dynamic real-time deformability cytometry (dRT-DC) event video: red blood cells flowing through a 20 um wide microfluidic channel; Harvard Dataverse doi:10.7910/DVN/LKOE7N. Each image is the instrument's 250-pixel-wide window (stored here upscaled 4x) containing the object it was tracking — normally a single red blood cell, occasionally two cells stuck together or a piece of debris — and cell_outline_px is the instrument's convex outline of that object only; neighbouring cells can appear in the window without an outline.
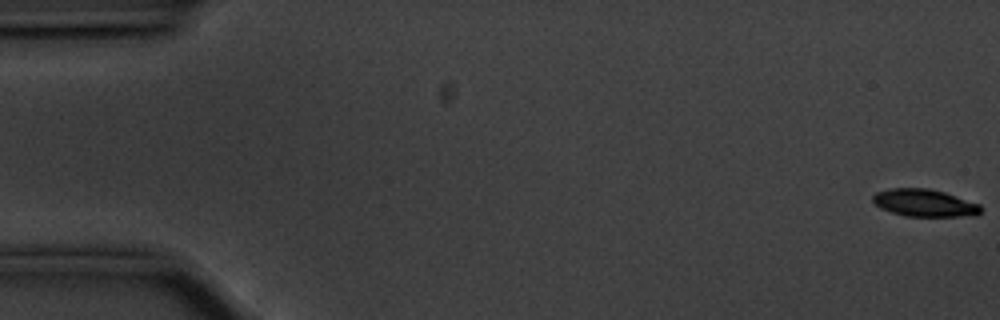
{"species": "common noctule bat (a hibernating species)", "species_latin": "Nyctalus noctula", "temperature_condition": "cold", "stored_images_in_passage": 51, "camera_frame_rate_fps": 3000, "um_per_image_px": 0.085, "animal": {"sex": "male", "body_mass_g": 20.1, "forearm_length_mm": 53.5}, "frame": {"image": 1, "passage_image": 1, "time_ms": 0.0, "image_size_px": [1000, 320], "cell_outline_px": [[984, 208], [980, 212], [960, 216], [904, 216], [880, 208], [872, 200], [872, 196], [876, 192], [888, 188], [928, 188], [944, 192], [980, 204]], "centroid_in_image_um": [78.54, 17.23], "position_along_channel_um": 6.5, "area_um2": 17.11}}
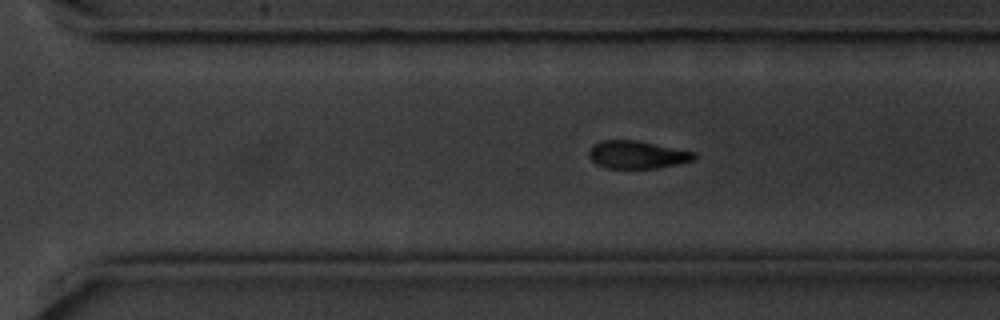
{"frame": {"image": 2, "passage_image": 39, "time_ms": 12.667, "image_size_px": [1000, 320], "cell_outline_px": [[696, 156], [692, 160], [676, 164], [656, 168], [608, 168], [596, 164], [588, 156], [588, 152], [592, 144], [600, 140], [636, 140], [696, 152]], "centroid_in_image_um": [54.11, 13.14], "position_along_channel_um": 316.5, "area_um2": 16.99}}
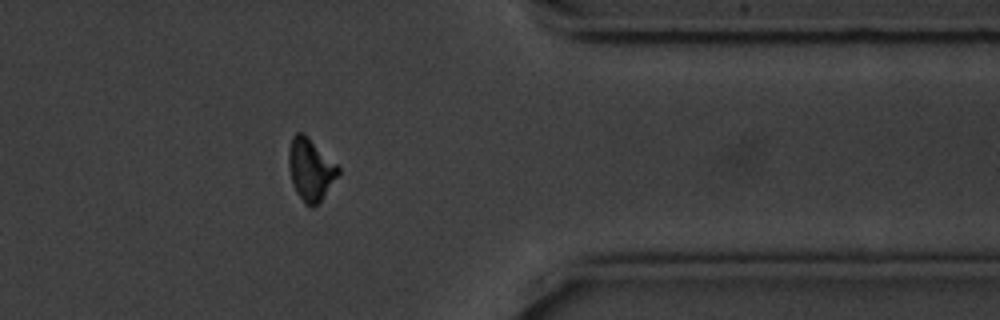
{"frame": {"image": 3, "passage_image": 46, "time_ms": 15.0, "image_size_px": [1000, 320], "cell_outline_px": [[340, 172], [320, 200], [312, 208], [304, 204], [296, 192], [292, 184], [288, 168], [288, 148], [292, 136], [296, 132], [304, 132], [340, 168]], "centroid_in_image_um": [26.35, 14.38], "position_along_channel_um": 385.1, "area_um2": 17.92}}